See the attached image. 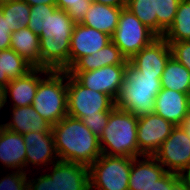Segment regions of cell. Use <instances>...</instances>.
I'll use <instances>...</instances> for the list:
<instances>
[{
	"label": "cell",
	"instance_id": "cell-1",
	"mask_svg": "<svg viewBox=\"0 0 190 190\" xmlns=\"http://www.w3.org/2000/svg\"><path fill=\"white\" fill-rule=\"evenodd\" d=\"M52 133L59 161L89 167L102 155L99 138L79 118L65 116Z\"/></svg>",
	"mask_w": 190,
	"mask_h": 190
},
{
	"label": "cell",
	"instance_id": "cell-2",
	"mask_svg": "<svg viewBox=\"0 0 190 190\" xmlns=\"http://www.w3.org/2000/svg\"><path fill=\"white\" fill-rule=\"evenodd\" d=\"M74 25L65 10L57 8L49 15L39 35L40 68L52 71L69 69L70 40Z\"/></svg>",
	"mask_w": 190,
	"mask_h": 190
},
{
	"label": "cell",
	"instance_id": "cell-3",
	"mask_svg": "<svg viewBox=\"0 0 190 190\" xmlns=\"http://www.w3.org/2000/svg\"><path fill=\"white\" fill-rule=\"evenodd\" d=\"M162 76L143 75L129 61L115 107L142 116L154 112L155 99L162 89Z\"/></svg>",
	"mask_w": 190,
	"mask_h": 190
},
{
	"label": "cell",
	"instance_id": "cell-4",
	"mask_svg": "<svg viewBox=\"0 0 190 190\" xmlns=\"http://www.w3.org/2000/svg\"><path fill=\"white\" fill-rule=\"evenodd\" d=\"M138 117L131 112L114 107L109 120L99 137L102 154L136 158L144 156L137 144Z\"/></svg>",
	"mask_w": 190,
	"mask_h": 190
},
{
	"label": "cell",
	"instance_id": "cell-5",
	"mask_svg": "<svg viewBox=\"0 0 190 190\" xmlns=\"http://www.w3.org/2000/svg\"><path fill=\"white\" fill-rule=\"evenodd\" d=\"M32 106L52 126L67 116V71L50 70L39 81Z\"/></svg>",
	"mask_w": 190,
	"mask_h": 190
},
{
	"label": "cell",
	"instance_id": "cell-6",
	"mask_svg": "<svg viewBox=\"0 0 190 190\" xmlns=\"http://www.w3.org/2000/svg\"><path fill=\"white\" fill-rule=\"evenodd\" d=\"M132 158L102 154L89 166L90 190H129Z\"/></svg>",
	"mask_w": 190,
	"mask_h": 190
},
{
	"label": "cell",
	"instance_id": "cell-7",
	"mask_svg": "<svg viewBox=\"0 0 190 190\" xmlns=\"http://www.w3.org/2000/svg\"><path fill=\"white\" fill-rule=\"evenodd\" d=\"M114 107L115 101L109 95L86 88L67 73V115L83 120Z\"/></svg>",
	"mask_w": 190,
	"mask_h": 190
},
{
	"label": "cell",
	"instance_id": "cell-8",
	"mask_svg": "<svg viewBox=\"0 0 190 190\" xmlns=\"http://www.w3.org/2000/svg\"><path fill=\"white\" fill-rule=\"evenodd\" d=\"M157 38L158 36L147 28L129 9L122 8L117 28L111 40L127 60Z\"/></svg>",
	"mask_w": 190,
	"mask_h": 190
},
{
	"label": "cell",
	"instance_id": "cell-9",
	"mask_svg": "<svg viewBox=\"0 0 190 190\" xmlns=\"http://www.w3.org/2000/svg\"><path fill=\"white\" fill-rule=\"evenodd\" d=\"M153 157L167 172L181 174L190 167V138L182 125L173 128Z\"/></svg>",
	"mask_w": 190,
	"mask_h": 190
},
{
	"label": "cell",
	"instance_id": "cell-10",
	"mask_svg": "<svg viewBox=\"0 0 190 190\" xmlns=\"http://www.w3.org/2000/svg\"><path fill=\"white\" fill-rule=\"evenodd\" d=\"M128 65H108L91 71H67L80 84L109 95L114 101L124 82Z\"/></svg>",
	"mask_w": 190,
	"mask_h": 190
},
{
	"label": "cell",
	"instance_id": "cell-11",
	"mask_svg": "<svg viewBox=\"0 0 190 190\" xmlns=\"http://www.w3.org/2000/svg\"><path fill=\"white\" fill-rule=\"evenodd\" d=\"M23 137L26 146V173L43 171L59 161L52 132H29Z\"/></svg>",
	"mask_w": 190,
	"mask_h": 190
},
{
	"label": "cell",
	"instance_id": "cell-12",
	"mask_svg": "<svg viewBox=\"0 0 190 190\" xmlns=\"http://www.w3.org/2000/svg\"><path fill=\"white\" fill-rule=\"evenodd\" d=\"M175 125L155 112L138 117L137 144L143 155L153 156Z\"/></svg>",
	"mask_w": 190,
	"mask_h": 190
},
{
	"label": "cell",
	"instance_id": "cell-13",
	"mask_svg": "<svg viewBox=\"0 0 190 190\" xmlns=\"http://www.w3.org/2000/svg\"><path fill=\"white\" fill-rule=\"evenodd\" d=\"M49 71L45 68H33L24 76L9 81L4 88V108L8 105L9 107L32 105L39 81Z\"/></svg>",
	"mask_w": 190,
	"mask_h": 190
},
{
	"label": "cell",
	"instance_id": "cell-14",
	"mask_svg": "<svg viewBox=\"0 0 190 190\" xmlns=\"http://www.w3.org/2000/svg\"><path fill=\"white\" fill-rule=\"evenodd\" d=\"M171 57L170 45L163 37H158L129 59V62L143 75L162 76Z\"/></svg>",
	"mask_w": 190,
	"mask_h": 190
},
{
	"label": "cell",
	"instance_id": "cell-15",
	"mask_svg": "<svg viewBox=\"0 0 190 190\" xmlns=\"http://www.w3.org/2000/svg\"><path fill=\"white\" fill-rule=\"evenodd\" d=\"M111 36L83 24H75L70 40L69 68L81 57L93 54L108 43Z\"/></svg>",
	"mask_w": 190,
	"mask_h": 190
},
{
	"label": "cell",
	"instance_id": "cell-16",
	"mask_svg": "<svg viewBox=\"0 0 190 190\" xmlns=\"http://www.w3.org/2000/svg\"><path fill=\"white\" fill-rule=\"evenodd\" d=\"M154 112L173 125L180 126L190 113V95L162 88L156 96Z\"/></svg>",
	"mask_w": 190,
	"mask_h": 190
},
{
	"label": "cell",
	"instance_id": "cell-17",
	"mask_svg": "<svg viewBox=\"0 0 190 190\" xmlns=\"http://www.w3.org/2000/svg\"><path fill=\"white\" fill-rule=\"evenodd\" d=\"M26 146L22 134H17L0 124V171L25 172Z\"/></svg>",
	"mask_w": 190,
	"mask_h": 190
},
{
	"label": "cell",
	"instance_id": "cell-18",
	"mask_svg": "<svg viewBox=\"0 0 190 190\" xmlns=\"http://www.w3.org/2000/svg\"><path fill=\"white\" fill-rule=\"evenodd\" d=\"M10 110V119L5 122H0V124L8 130L22 135L29 132H52V125L36 112L32 105L10 107Z\"/></svg>",
	"mask_w": 190,
	"mask_h": 190
},
{
	"label": "cell",
	"instance_id": "cell-19",
	"mask_svg": "<svg viewBox=\"0 0 190 190\" xmlns=\"http://www.w3.org/2000/svg\"><path fill=\"white\" fill-rule=\"evenodd\" d=\"M167 171L153 156L132 158L129 190H150Z\"/></svg>",
	"mask_w": 190,
	"mask_h": 190
},
{
	"label": "cell",
	"instance_id": "cell-20",
	"mask_svg": "<svg viewBox=\"0 0 190 190\" xmlns=\"http://www.w3.org/2000/svg\"><path fill=\"white\" fill-rule=\"evenodd\" d=\"M55 190H90L89 167L77 163H55Z\"/></svg>",
	"mask_w": 190,
	"mask_h": 190
},
{
	"label": "cell",
	"instance_id": "cell-21",
	"mask_svg": "<svg viewBox=\"0 0 190 190\" xmlns=\"http://www.w3.org/2000/svg\"><path fill=\"white\" fill-rule=\"evenodd\" d=\"M128 61L111 41L99 51L79 58L67 71H91L108 65H128Z\"/></svg>",
	"mask_w": 190,
	"mask_h": 190
},
{
	"label": "cell",
	"instance_id": "cell-22",
	"mask_svg": "<svg viewBox=\"0 0 190 190\" xmlns=\"http://www.w3.org/2000/svg\"><path fill=\"white\" fill-rule=\"evenodd\" d=\"M122 8L124 7H113L93 2L80 24L104 32L112 37L117 28Z\"/></svg>",
	"mask_w": 190,
	"mask_h": 190
},
{
	"label": "cell",
	"instance_id": "cell-23",
	"mask_svg": "<svg viewBox=\"0 0 190 190\" xmlns=\"http://www.w3.org/2000/svg\"><path fill=\"white\" fill-rule=\"evenodd\" d=\"M40 38L28 27L20 28L11 34L10 48L29 62L40 68Z\"/></svg>",
	"mask_w": 190,
	"mask_h": 190
},
{
	"label": "cell",
	"instance_id": "cell-24",
	"mask_svg": "<svg viewBox=\"0 0 190 190\" xmlns=\"http://www.w3.org/2000/svg\"><path fill=\"white\" fill-rule=\"evenodd\" d=\"M161 87L190 95L189 70L171 57L162 73Z\"/></svg>",
	"mask_w": 190,
	"mask_h": 190
},
{
	"label": "cell",
	"instance_id": "cell-25",
	"mask_svg": "<svg viewBox=\"0 0 190 190\" xmlns=\"http://www.w3.org/2000/svg\"><path fill=\"white\" fill-rule=\"evenodd\" d=\"M163 38L168 43L190 41V0L180 1L173 23Z\"/></svg>",
	"mask_w": 190,
	"mask_h": 190
},
{
	"label": "cell",
	"instance_id": "cell-26",
	"mask_svg": "<svg viewBox=\"0 0 190 190\" xmlns=\"http://www.w3.org/2000/svg\"><path fill=\"white\" fill-rule=\"evenodd\" d=\"M1 77L10 81L22 77L34 67L11 48L0 50Z\"/></svg>",
	"mask_w": 190,
	"mask_h": 190
},
{
	"label": "cell",
	"instance_id": "cell-27",
	"mask_svg": "<svg viewBox=\"0 0 190 190\" xmlns=\"http://www.w3.org/2000/svg\"><path fill=\"white\" fill-rule=\"evenodd\" d=\"M11 33L29 25L30 6L23 0H12L0 5Z\"/></svg>",
	"mask_w": 190,
	"mask_h": 190
},
{
	"label": "cell",
	"instance_id": "cell-28",
	"mask_svg": "<svg viewBox=\"0 0 190 190\" xmlns=\"http://www.w3.org/2000/svg\"><path fill=\"white\" fill-rule=\"evenodd\" d=\"M126 8L157 35L155 0H127Z\"/></svg>",
	"mask_w": 190,
	"mask_h": 190
},
{
	"label": "cell",
	"instance_id": "cell-29",
	"mask_svg": "<svg viewBox=\"0 0 190 190\" xmlns=\"http://www.w3.org/2000/svg\"><path fill=\"white\" fill-rule=\"evenodd\" d=\"M180 1L181 0H155L158 37H163L165 31L173 23Z\"/></svg>",
	"mask_w": 190,
	"mask_h": 190
},
{
	"label": "cell",
	"instance_id": "cell-30",
	"mask_svg": "<svg viewBox=\"0 0 190 190\" xmlns=\"http://www.w3.org/2000/svg\"><path fill=\"white\" fill-rule=\"evenodd\" d=\"M58 7L56 5L39 4L30 6V17L28 28L36 35H40L42 28H45L49 15Z\"/></svg>",
	"mask_w": 190,
	"mask_h": 190
},
{
	"label": "cell",
	"instance_id": "cell-31",
	"mask_svg": "<svg viewBox=\"0 0 190 190\" xmlns=\"http://www.w3.org/2000/svg\"><path fill=\"white\" fill-rule=\"evenodd\" d=\"M95 0H56V6L67 11L75 24H80Z\"/></svg>",
	"mask_w": 190,
	"mask_h": 190
},
{
	"label": "cell",
	"instance_id": "cell-32",
	"mask_svg": "<svg viewBox=\"0 0 190 190\" xmlns=\"http://www.w3.org/2000/svg\"><path fill=\"white\" fill-rule=\"evenodd\" d=\"M51 167V168H50ZM28 173V188L30 190H55V163L35 176Z\"/></svg>",
	"mask_w": 190,
	"mask_h": 190
},
{
	"label": "cell",
	"instance_id": "cell-33",
	"mask_svg": "<svg viewBox=\"0 0 190 190\" xmlns=\"http://www.w3.org/2000/svg\"><path fill=\"white\" fill-rule=\"evenodd\" d=\"M0 175V190H25L28 187V173L19 170H5Z\"/></svg>",
	"mask_w": 190,
	"mask_h": 190
},
{
	"label": "cell",
	"instance_id": "cell-34",
	"mask_svg": "<svg viewBox=\"0 0 190 190\" xmlns=\"http://www.w3.org/2000/svg\"><path fill=\"white\" fill-rule=\"evenodd\" d=\"M168 44L170 45L172 57L190 72V41H178Z\"/></svg>",
	"mask_w": 190,
	"mask_h": 190
},
{
	"label": "cell",
	"instance_id": "cell-35",
	"mask_svg": "<svg viewBox=\"0 0 190 190\" xmlns=\"http://www.w3.org/2000/svg\"><path fill=\"white\" fill-rule=\"evenodd\" d=\"M109 114L110 111L99 112V116H87L82 121L93 132V134L99 138L108 123Z\"/></svg>",
	"mask_w": 190,
	"mask_h": 190
},
{
	"label": "cell",
	"instance_id": "cell-36",
	"mask_svg": "<svg viewBox=\"0 0 190 190\" xmlns=\"http://www.w3.org/2000/svg\"><path fill=\"white\" fill-rule=\"evenodd\" d=\"M11 34L5 16L0 9V50L10 48Z\"/></svg>",
	"mask_w": 190,
	"mask_h": 190
},
{
	"label": "cell",
	"instance_id": "cell-37",
	"mask_svg": "<svg viewBox=\"0 0 190 190\" xmlns=\"http://www.w3.org/2000/svg\"><path fill=\"white\" fill-rule=\"evenodd\" d=\"M173 188V172H166L150 190H172Z\"/></svg>",
	"mask_w": 190,
	"mask_h": 190
},
{
	"label": "cell",
	"instance_id": "cell-38",
	"mask_svg": "<svg viewBox=\"0 0 190 190\" xmlns=\"http://www.w3.org/2000/svg\"><path fill=\"white\" fill-rule=\"evenodd\" d=\"M172 190H190L187 184L182 180L180 174L173 173V188Z\"/></svg>",
	"mask_w": 190,
	"mask_h": 190
},
{
	"label": "cell",
	"instance_id": "cell-39",
	"mask_svg": "<svg viewBox=\"0 0 190 190\" xmlns=\"http://www.w3.org/2000/svg\"><path fill=\"white\" fill-rule=\"evenodd\" d=\"M95 2L113 7H126L127 5V0H95Z\"/></svg>",
	"mask_w": 190,
	"mask_h": 190
},
{
	"label": "cell",
	"instance_id": "cell-40",
	"mask_svg": "<svg viewBox=\"0 0 190 190\" xmlns=\"http://www.w3.org/2000/svg\"><path fill=\"white\" fill-rule=\"evenodd\" d=\"M29 6L47 4V5H56V0H23Z\"/></svg>",
	"mask_w": 190,
	"mask_h": 190
},
{
	"label": "cell",
	"instance_id": "cell-41",
	"mask_svg": "<svg viewBox=\"0 0 190 190\" xmlns=\"http://www.w3.org/2000/svg\"><path fill=\"white\" fill-rule=\"evenodd\" d=\"M180 177L182 180L187 184L188 188L190 189V167L185 169L181 174Z\"/></svg>",
	"mask_w": 190,
	"mask_h": 190
},
{
	"label": "cell",
	"instance_id": "cell-42",
	"mask_svg": "<svg viewBox=\"0 0 190 190\" xmlns=\"http://www.w3.org/2000/svg\"><path fill=\"white\" fill-rule=\"evenodd\" d=\"M5 105H4V89L2 87H0V118H1V114L3 113V111L5 110ZM2 120L0 119V122Z\"/></svg>",
	"mask_w": 190,
	"mask_h": 190
},
{
	"label": "cell",
	"instance_id": "cell-43",
	"mask_svg": "<svg viewBox=\"0 0 190 190\" xmlns=\"http://www.w3.org/2000/svg\"><path fill=\"white\" fill-rule=\"evenodd\" d=\"M182 126H183V128L185 129V131L187 132V134L189 135V138H190V113L185 118V121L182 124Z\"/></svg>",
	"mask_w": 190,
	"mask_h": 190
},
{
	"label": "cell",
	"instance_id": "cell-44",
	"mask_svg": "<svg viewBox=\"0 0 190 190\" xmlns=\"http://www.w3.org/2000/svg\"><path fill=\"white\" fill-rule=\"evenodd\" d=\"M9 81L10 80L7 77H1V67H0V87L4 89Z\"/></svg>",
	"mask_w": 190,
	"mask_h": 190
},
{
	"label": "cell",
	"instance_id": "cell-45",
	"mask_svg": "<svg viewBox=\"0 0 190 190\" xmlns=\"http://www.w3.org/2000/svg\"><path fill=\"white\" fill-rule=\"evenodd\" d=\"M10 1H12V0H0V5L10 2Z\"/></svg>",
	"mask_w": 190,
	"mask_h": 190
}]
</instances>
